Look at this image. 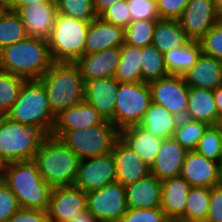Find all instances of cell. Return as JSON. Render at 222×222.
Instances as JSON below:
<instances>
[{
	"label": "cell",
	"mask_w": 222,
	"mask_h": 222,
	"mask_svg": "<svg viewBox=\"0 0 222 222\" xmlns=\"http://www.w3.org/2000/svg\"><path fill=\"white\" fill-rule=\"evenodd\" d=\"M52 63L48 40L27 37L0 50V70L26 80L40 79Z\"/></svg>",
	"instance_id": "cell-1"
},
{
	"label": "cell",
	"mask_w": 222,
	"mask_h": 222,
	"mask_svg": "<svg viewBox=\"0 0 222 222\" xmlns=\"http://www.w3.org/2000/svg\"><path fill=\"white\" fill-rule=\"evenodd\" d=\"M3 181L16 195L21 208L48 210L52 187L42 179L33 160L4 165Z\"/></svg>",
	"instance_id": "cell-2"
},
{
	"label": "cell",
	"mask_w": 222,
	"mask_h": 222,
	"mask_svg": "<svg viewBox=\"0 0 222 222\" xmlns=\"http://www.w3.org/2000/svg\"><path fill=\"white\" fill-rule=\"evenodd\" d=\"M80 160L59 138L48 135L41 142L33 161L42 179L54 188L75 184Z\"/></svg>",
	"instance_id": "cell-3"
},
{
	"label": "cell",
	"mask_w": 222,
	"mask_h": 222,
	"mask_svg": "<svg viewBox=\"0 0 222 222\" xmlns=\"http://www.w3.org/2000/svg\"><path fill=\"white\" fill-rule=\"evenodd\" d=\"M39 80L55 116L84 101V80L75 62H53Z\"/></svg>",
	"instance_id": "cell-4"
},
{
	"label": "cell",
	"mask_w": 222,
	"mask_h": 222,
	"mask_svg": "<svg viewBox=\"0 0 222 222\" xmlns=\"http://www.w3.org/2000/svg\"><path fill=\"white\" fill-rule=\"evenodd\" d=\"M6 116L19 123L37 128L46 136L51 135L55 124V115L39 79L25 80L18 99L6 113Z\"/></svg>",
	"instance_id": "cell-5"
},
{
	"label": "cell",
	"mask_w": 222,
	"mask_h": 222,
	"mask_svg": "<svg viewBox=\"0 0 222 222\" xmlns=\"http://www.w3.org/2000/svg\"><path fill=\"white\" fill-rule=\"evenodd\" d=\"M46 135L39 129L0 115V163L32 161Z\"/></svg>",
	"instance_id": "cell-6"
},
{
	"label": "cell",
	"mask_w": 222,
	"mask_h": 222,
	"mask_svg": "<svg viewBox=\"0 0 222 222\" xmlns=\"http://www.w3.org/2000/svg\"><path fill=\"white\" fill-rule=\"evenodd\" d=\"M51 136L59 138L80 159H85L112 152L119 138V130L105 119L102 123L81 130H52Z\"/></svg>",
	"instance_id": "cell-7"
},
{
	"label": "cell",
	"mask_w": 222,
	"mask_h": 222,
	"mask_svg": "<svg viewBox=\"0 0 222 222\" xmlns=\"http://www.w3.org/2000/svg\"><path fill=\"white\" fill-rule=\"evenodd\" d=\"M89 24L90 22L57 13L48 39L53 62H76L84 55Z\"/></svg>",
	"instance_id": "cell-8"
},
{
	"label": "cell",
	"mask_w": 222,
	"mask_h": 222,
	"mask_svg": "<svg viewBox=\"0 0 222 222\" xmlns=\"http://www.w3.org/2000/svg\"><path fill=\"white\" fill-rule=\"evenodd\" d=\"M115 113L110 120L120 131L139 125L152 103L150 86L146 82L119 83L115 97Z\"/></svg>",
	"instance_id": "cell-9"
},
{
	"label": "cell",
	"mask_w": 222,
	"mask_h": 222,
	"mask_svg": "<svg viewBox=\"0 0 222 222\" xmlns=\"http://www.w3.org/2000/svg\"><path fill=\"white\" fill-rule=\"evenodd\" d=\"M87 208L99 222H119L126 214V189L115 181L87 193Z\"/></svg>",
	"instance_id": "cell-10"
},
{
	"label": "cell",
	"mask_w": 222,
	"mask_h": 222,
	"mask_svg": "<svg viewBox=\"0 0 222 222\" xmlns=\"http://www.w3.org/2000/svg\"><path fill=\"white\" fill-rule=\"evenodd\" d=\"M148 84L152 103L161 105L179 119L186 117L189 86L183 76L169 74Z\"/></svg>",
	"instance_id": "cell-11"
},
{
	"label": "cell",
	"mask_w": 222,
	"mask_h": 222,
	"mask_svg": "<svg viewBox=\"0 0 222 222\" xmlns=\"http://www.w3.org/2000/svg\"><path fill=\"white\" fill-rule=\"evenodd\" d=\"M116 181V168L112 152L81 159L75 186L86 193L100 190Z\"/></svg>",
	"instance_id": "cell-12"
},
{
	"label": "cell",
	"mask_w": 222,
	"mask_h": 222,
	"mask_svg": "<svg viewBox=\"0 0 222 222\" xmlns=\"http://www.w3.org/2000/svg\"><path fill=\"white\" fill-rule=\"evenodd\" d=\"M213 0H190L178 22L191 40L199 41L217 22Z\"/></svg>",
	"instance_id": "cell-13"
},
{
	"label": "cell",
	"mask_w": 222,
	"mask_h": 222,
	"mask_svg": "<svg viewBox=\"0 0 222 222\" xmlns=\"http://www.w3.org/2000/svg\"><path fill=\"white\" fill-rule=\"evenodd\" d=\"M87 208V193L75 185L52 188L48 222H67Z\"/></svg>",
	"instance_id": "cell-14"
},
{
	"label": "cell",
	"mask_w": 222,
	"mask_h": 222,
	"mask_svg": "<svg viewBox=\"0 0 222 222\" xmlns=\"http://www.w3.org/2000/svg\"><path fill=\"white\" fill-rule=\"evenodd\" d=\"M25 25L28 37L48 40L57 15L56 0L33 2L16 11Z\"/></svg>",
	"instance_id": "cell-15"
},
{
	"label": "cell",
	"mask_w": 222,
	"mask_h": 222,
	"mask_svg": "<svg viewBox=\"0 0 222 222\" xmlns=\"http://www.w3.org/2000/svg\"><path fill=\"white\" fill-rule=\"evenodd\" d=\"M112 154L116 168V181L123 186L136 183L150 174V166L120 138L115 141Z\"/></svg>",
	"instance_id": "cell-16"
},
{
	"label": "cell",
	"mask_w": 222,
	"mask_h": 222,
	"mask_svg": "<svg viewBox=\"0 0 222 222\" xmlns=\"http://www.w3.org/2000/svg\"><path fill=\"white\" fill-rule=\"evenodd\" d=\"M119 81L115 77L84 82V101L92 105L106 120L114 117Z\"/></svg>",
	"instance_id": "cell-17"
},
{
	"label": "cell",
	"mask_w": 222,
	"mask_h": 222,
	"mask_svg": "<svg viewBox=\"0 0 222 222\" xmlns=\"http://www.w3.org/2000/svg\"><path fill=\"white\" fill-rule=\"evenodd\" d=\"M219 162L207 159L198 152L188 151L180 176L191 186L212 188L218 185Z\"/></svg>",
	"instance_id": "cell-18"
},
{
	"label": "cell",
	"mask_w": 222,
	"mask_h": 222,
	"mask_svg": "<svg viewBox=\"0 0 222 222\" xmlns=\"http://www.w3.org/2000/svg\"><path fill=\"white\" fill-rule=\"evenodd\" d=\"M121 57V47L84 54L75 63L79 66L85 81L114 77Z\"/></svg>",
	"instance_id": "cell-19"
},
{
	"label": "cell",
	"mask_w": 222,
	"mask_h": 222,
	"mask_svg": "<svg viewBox=\"0 0 222 222\" xmlns=\"http://www.w3.org/2000/svg\"><path fill=\"white\" fill-rule=\"evenodd\" d=\"M187 152L174 138L163 139L150 174L161 181L180 176Z\"/></svg>",
	"instance_id": "cell-20"
},
{
	"label": "cell",
	"mask_w": 222,
	"mask_h": 222,
	"mask_svg": "<svg viewBox=\"0 0 222 222\" xmlns=\"http://www.w3.org/2000/svg\"><path fill=\"white\" fill-rule=\"evenodd\" d=\"M125 189L128 209L161 208L162 181L155 175L149 174Z\"/></svg>",
	"instance_id": "cell-21"
},
{
	"label": "cell",
	"mask_w": 222,
	"mask_h": 222,
	"mask_svg": "<svg viewBox=\"0 0 222 222\" xmlns=\"http://www.w3.org/2000/svg\"><path fill=\"white\" fill-rule=\"evenodd\" d=\"M124 44V29L97 17L91 21L86 34L84 54L103 51Z\"/></svg>",
	"instance_id": "cell-22"
},
{
	"label": "cell",
	"mask_w": 222,
	"mask_h": 222,
	"mask_svg": "<svg viewBox=\"0 0 222 222\" xmlns=\"http://www.w3.org/2000/svg\"><path fill=\"white\" fill-rule=\"evenodd\" d=\"M183 77L189 87L214 91L222 84V60L202 53Z\"/></svg>",
	"instance_id": "cell-23"
},
{
	"label": "cell",
	"mask_w": 222,
	"mask_h": 222,
	"mask_svg": "<svg viewBox=\"0 0 222 222\" xmlns=\"http://www.w3.org/2000/svg\"><path fill=\"white\" fill-rule=\"evenodd\" d=\"M119 138L136 152L148 166H151L155 161L163 142L162 138L151 135L139 125L120 130Z\"/></svg>",
	"instance_id": "cell-24"
},
{
	"label": "cell",
	"mask_w": 222,
	"mask_h": 222,
	"mask_svg": "<svg viewBox=\"0 0 222 222\" xmlns=\"http://www.w3.org/2000/svg\"><path fill=\"white\" fill-rule=\"evenodd\" d=\"M191 185L181 176L162 181L161 210L168 219L185 218V205Z\"/></svg>",
	"instance_id": "cell-25"
},
{
	"label": "cell",
	"mask_w": 222,
	"mask_h": 222,
	"mask_svg": "<svg viewBox=\"0 0 222 222\" xmlns=\"http://www.w3.org/2000/svg\"><path fill=\"white\" fill-rule=\"evenodd\" d=\"M104 120L92 105L83 101L56 115L52 130H81L102 123Z\"/></svg>",
	"instance_id": "cell-26"
},
{
	"label": "cell",
	"mask_w": 222,
	"mask_h": 222,
	"mask_svg": "<svg viewBox=\"0 0 222 222\" xmlns=\"http://www.w3.org/2000/svg\"><path fill=\"white\" fill-rule=\"evenodd\" d=\"M219 114L215 104L214 91L189 87L186 119L216 125Z\"/></svg>",
	"instance_id": "cell-27"
},
{
	"label": "cell",
	"mask_w": 222,
	"mask_h": 222,
	"mask_svg": "<svg viewBox=\"0 0 222 222\" xmlns=\"http://www.w3.org/2000/svg\"><path fill=\"white\" fill-rule=\"evenodd\" d=\"M178 121L179 118L167 111L164 107L151 103L139 126L153 136L169 139L173 138Z\"/></svg>",
	"instance_id": "cell-28"
},
{
	"label": "cell",
	"mask_w": 222,
	"mask_h": 222,
	"mask_svg": "<svg viewBox=\"0 0 222 222\" xmlns=\"http://www.w3.org/2000/svg\"><path fill=\"white\" fill-rule=\"evenodd\" d=\"M191 39L180 26L178 20L159 19L156 22L152 44L161 52L183 47Z\"/></svg>",
	"instance_id": "cell-29"
},
{
	"label": "cell",
	"mask_w": 222,
	"mask_h": 222,
	"mask_svg": "<svg viewBox=\"0 0 222 222\" xmlns=\"http://www.w3.org/2000/svg\"><path fill=\"white\" fill-rule=\"evenodd\" d=\"M201 54V43L195 40H191L183 47L165 52L164 59L169 74L183 76L197 62Z\"/></svg>",
	"instance_id": "cell-30"
},
{
	"label": "cell",
	"mask_w": 222,
	"mask_h": 222,
	"mask_svg": "<svg viewBox=\"0 0 222 222\" xmlns=\"http://www.w3.org/2000/svg\"><path fill=\"white\" fill-rule=\"evenodd\" d=\"M141 48L123 44L114 77L120 83L143 82L141 78Z\"/></svg>",
	"instance_id": "cell-31"
},
{
	"label": "cell",
	"mask_w": 222,
	"mask_h": 222,
	"mask_svg": "<svg viewBox=\"0 0 222 222\" xmlns=\"http://www.w3.org/2000/svg\"><path fill=\"white\" fill-rule=\"evenodd\" d=\"M141 78L149 83L169 75L164 54L153 44L141 48Z\"/></svg>",
	"instance_id": "cell-32"
},
{
	"label": "cell",
	"mask_w": 222,
	"mask_h": 222,
	"mask_svg": "<svg viewBox=\"0 0 222 222\" xmlns=\"http://www.w3.org/2000/svg\"><path fill=\"white\" fill-rule=\"evenodd\" d=\"M27 37L25 25L19 14L7 8L0 17V50Z\"/></svg>",
	"instance_id": "cell-33"
},
{
	"label": "cell",
	"mask_w": 222,
	"mask_h": 222,
	"mask_svg": "<svg viewBox=\"0 0 222 222\" xmlns=\"http://www.w3.org/2000/svg\"><path fill=\"white\" fill-rule=\"evenodd\" d=\"M210 125L191 119H179L173 138L187 151H194Z\"/></svg>",
	"instance_id": "cell-34"
},
{
	"label": "cell",
	"mask_w": 222,
	"mask_h": 222,
	"mask_svg": "<svg viewBox=\"0 0 222 222\" xmlns=\"http://www.w3.org/2000/svg\"><path fill=\"white\" fill-rule=\"evenodd\" d=\"M209 202L210 188L191 186L185 205V219L206 222Z\"/></svg>",
	"instance_id": "cell-35"
},
{
	"label": "cell",
	"mask_w": 222,
	"mask_h": 222,
	"mask_svg": "<svg viewBox=\"0 0 222 222\" xmlns=\"http://www.w3.org/2000/svg\"><path fill=\"white\" fill-rule=\"evenodd\" d=\"M25 78L0 70V115H6L18 99Z\"/></svg>",
	"instance_id": "cell-36"
},
{
	"label": "cell",
	"mask_w": 222,
	"mask_h": 222,
	"mask_svg": "<svg viewBox=\"0 0 222 222\" xmlns=\"http://www.w3.org/2000/svg\"><path fill=\"white\" fill-rule=\"evenodd\" d=\"M157 20L132 21L124 29V44L143 48L151 45Z\"/></svg>",
	"instance_id": "cell-37"
},
{
	"label": "cell",
	"mask_w": 222,
	"mask_h": 222,
	"mask_svg": "<svg viewBox=\"0 0 222 222\" xmlns=\"http://www.w3.org/2000/svg\"><path fill=\"white\" fill-rule=\"evenodd\" d=\"M57 13L91 22L98 16L94 9V0H56Z\"/></svg>",
	"instance_id": "cell-38"
},
{
	"label": "cell",
	"mask_w": 222,
	"mask_h": 222,
	"mask_svg": "<svg viewBox=\"0 0 222 222\" xmlns=\"http://www.w3.org/2000/svg\"><path fill=\"white\" fill-rule=\"evenodd\" d=\"M195 151L207 159L219 163L222 161V133L215 125L207 128Z\"/></svg>",
	"instance_id": "cell-39"
},
{
	"label": "cell",
	"mask_w": 222,
	"mask_h": 222,
	"mask_svg": "<svg viewBox=\"0 0 222 222\" xmlns=\"http://www.w3.org/2000/svg\"><path fill=\"white\" fill-rule=\"evenodd\" d=\"M202 53L222 60V24L218 21L200 40Z\"/></svg>",
	"instance_id": "cell-40"
},
{
	"label": "cell",
	"mask_w": 222,
	"mask_h": 222,
	"mask_svg": "<svg viewBox=\"0 0 222 222\" xmlns=\"http://www.w3.org/2000/svg\"><path fill=\"white\" fill-rule=\"evenodd\" d=\"M132 21L159 20L156 0H127Z\"/></svg>",
	"instance_id": "cell-41"
},
{
	"label": "cell",
	"mask_w": 222,
	"mask_h": 222,
	"mask_svg": "<svg viewBox=\"0 0 222 222\" xmlns=\"http://www.w3.org/2000/svg\"><path fill=\"white\" fill-rule=\"evenodd\" d=\"M103 21L125 29L131 22V14L127 2H116L107 8L100 16Z\"/></svg>",
	"instance_id": "cell-42"
},
{
	"label": "cell",
	"mask_w": 222,
	"mask_h": 222,
	"mask_svg": "<svg viewBox=\"0 0 222 222\" xmlns=\"http://www.w3.org/2000/svg\"><path fill=\"white\" fill-rule=\"evenodd\" d=\"M20 208L16 195L2 181L0 183V221L8 222Z\"/></svg>",
	"instance_id": "cell-43"
},
{
	"label": "cell",
	"mask_w": 222,
	"mask_h": 222,
	"mask_svg": "<svg viewBox=\"0 0 222 222\" xmlns=\"http://www.w3.org/2000/svg\"><path fill=\"white\" fill-rule=\"evenodd\" d=\"M161 208L157 209H128L119 222H168Z\"/></svg>",
	"instance_id": "cell-44"
},
{
	"label": "cell",
	"mask_w": 222,
	"mask_h": 222,
	"mask_svg": "<svg viewBox=\"0 0 222 222\" xmlns=\"http://www.w3.org/2000/svg\"><path fill=\"white\" fill-rule=\"evenodd\" d=\"M190 0H156L160 19L178 20Z\"/></svg>",
	"instance_id": "cell-45"
},
{
	"label": "cell",
	"mask_w": 222,
	"mask_h": 222,
	"mask_svg": "<svg viewBox=\"0 0 222 222\" xmlns=\"http://www.w3.org/2000/svg\"><path fill=\"white\" fill-rule=\"evenodd\" d=\"M206 222H222V188H210L209 211Z\"/></svg>",
	"instance_id": "cell-46"
},
{
	"label": "cell",
	"mask_w": 222,
	"mask_h": 222,
	"mask_svg": "<svg viewBox=\"0 0 222 222\" xmlns=\"http://www.w3.org/2000/svg\"><path fill=\"white\" fill-rule=\"evenodd\" d=\"M8 222H48L47 211L20 208Z\"/></svg>",
	"instance_id": "cell-47"
},
{
	"label": "cell",
	"mask_w": 222,
	"mask_h": 222,
	"mask_svg": "<svg viewBox=\"0 0 222 222\" xmlns=\"http://www.w3.org/2000/svg\"><path fill=\"white\" fill-rule=\"evenodd\" d=\"M116 2H127V0H94V9L99 17L107 8Z\"/></svg>",
	"instance_id": "cell-48"
},
{
	"label": "cell",
	"mask_w": 222,
	"mask_h": 222,
	"mask_svg": "<svg viewBox=\"0 0 222 222\" xmlns=\"http://www.w3.org/2000/svg\"><path fill=\"white\" fill-rule=\"evenodd\" d=\"M67 222H97V219L88 210V208H86L83 211L79 212L78 214H75L73 218H71Z\"/></svg>",
	"instance_id": "cell-49"
},
{
	"label": "cell",
	"mask_w": 222,
	"mask_h": 222,
	"mask_svg": "<svg viewBox=\"0 0 222 222\" xmlns=\"http://www.w3.org/2000/svg\"><path fill=\"white\" fill-rule=\"evenodd\" d=\"M46 1V0H8V9L17 11L21 6L29 5L33 2Z\"/></svg>",
	"instance_id": "cell-50"
},
{
	"label": "cell",
	"mask_w": 222,
	"mask_h": 222,
	"mask_svg": "<svg viewBox=\"0 0 222 222\" xmlns=\"http://www.w3.org/2000/svg\"><path fill=\"white\" fill-rule=\"evenodd\" d=\"M214 98H215V104L217 107L218 114H222V84L219 85L215 90H214Z\"/></svg>",
	"instance_id": "cell-51"
},
{
	"label": "cell",
	"mask_w": 222,
	"mask_h": 222,
	"mask_svg": "<svg viewBox=\"0 0 222 222\" xmlns=\"http://www.w3.org/2000/svg\"><path fill=\"white\" fill-rule=\"evenodd\" d=\"M218 15L222 13V0H213Z\"/></svg>",
	"instance_id": "cell-52"
},
{
	"label": "cell",
	"mask_w": 222,
	"mask_h": 222,
	"mask_svg": "<svg viewBox=\"0 0 222 222\" xmlns=\"http://www.w3.org/2000/svg\"><path fill=\"white\" fill-rule=\"evenodd\" d=\"M168 222H197V221L185 219L182 217H176V218L169 219Z\"/></svg>",
	"instance_id": "cell-53"
},
{
	"label": "cell",
	"mask_w": 222,
	"mask_h": 222,
	"mask_svg": "<svg viewBox=\"0 0 222 222\" xmlns=\"http://www.w3.org/2000/svg\"><path fill=\"white\" fill-rule=\"evenodd\" d=\"M7 8H8L7 4L3 0H0V17Z\"/></svg>",
	"instance_id": "cell-54"
},
{
	"label": "cell",
	"mask_w": 222,
	"mask_h": 222,
	"mask_svg": "<svg viewBox=\"0 0 222 222\" xmlns=\"http://www.w3.org/2000/svg\"><path fill=\"white\" fill-rule=\"evenodd\" d=\"M218 186L222 188V161L219 165V180H218Z\"/></svg>",
	"instance_id": "cell-55"
},
{
	"label": "cell",
	"mask_w": 222,
	"mask_h": 222,
	"mask_svg": "<svg viewBox=\"0 0 222 222\" xmlns=\"http://www.w3.org/2000/svg\"><path fill=\"white\" fill-rule=\"evenodd\" d=\"M215 126H216V127L218 128V130L222 133V114L219 115L218 120H217V123H216Z\"/></svg>",
	"instance_id": "cell-56"
},
{
	"label": "cell",
	"mask_w": 222,
	"mask_h": 222,
	"mask_svg": "<svg viewBox=\"0 0 222 222\" xmlns=\"http://www.w3.org/2000/svg\"><path fill=\"white\" fill-rule=\"evenodd\" d=\"M3 169L4 167H0V183L3 181Z\"/></svg>",
	"instance_id": "cell-57"
},
{
	"label": "cell",
	"mask_w": 222,
	"mask_h": 222,
	"mask_svg": "<svg viewBox=\"0 0 222 222\" xmlns=\"http://www.w3.org/2000/svg\"><path fill=\"white\" fill-rule=\"evenodd\" d=\"M219 22L222 24V13L219 15Z\"/></svg>",
	"instance_id": "cell-58"
}]
</instances>
